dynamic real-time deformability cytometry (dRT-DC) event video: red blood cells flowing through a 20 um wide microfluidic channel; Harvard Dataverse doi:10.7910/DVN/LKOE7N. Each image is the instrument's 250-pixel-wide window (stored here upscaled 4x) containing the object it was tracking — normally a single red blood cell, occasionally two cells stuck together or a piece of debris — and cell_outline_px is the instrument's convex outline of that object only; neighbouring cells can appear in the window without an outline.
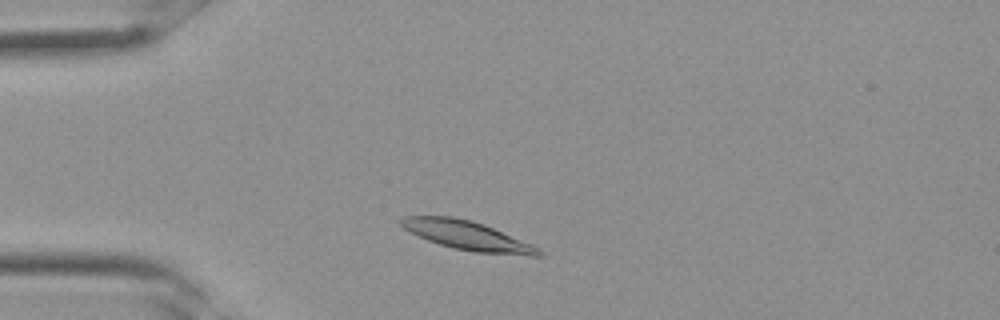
{"species": "Egyptian fruit bat (a non-hibernating species)", "species_latin": "Rousettus aegyptiacus", "temperature_condition": "room temperature", "stored_images_in_passage": 16, "camera_frame_rate_fps": 3000, "um_per_image_px": 0.085, "frame": {"image": 1, "passage_image": 4, "time_ms": 1.0, "image_size_px": [1000, 320], "cell_outline_px": [[544, 256], [532, 256], [476, 252], [456, 248], [440, 244], [428, 240], [404, 228], [400, 224], [400, 220], [404, 216], [452, 216], [472, 220], [484, 224], [532, 244], [540, 248], [544, 252]], "centroid_in_image_um": [39.79, 20.02], "position_along_channel_um": 45.2, "area_um2": 23.06}}
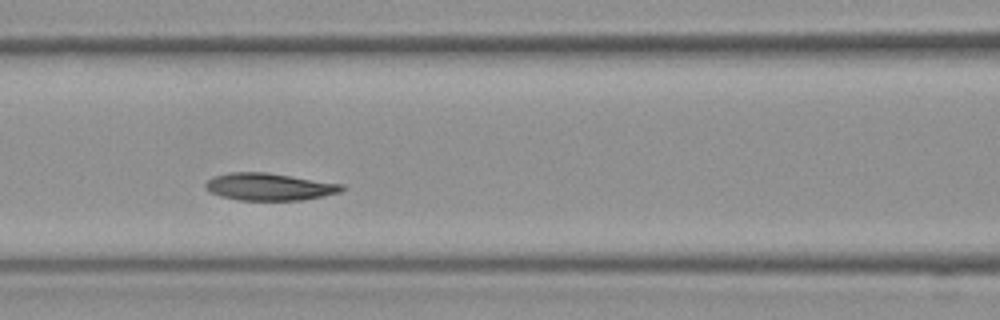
{"frame": {"image": 2, "passage_image": 10, "time_ms": 3.0, "image_size_px": [1000, 320], "cell_outline_px": [[348, 188], [340, 192], [300, 200], [236, 200], [220, 196], [208, 192], [204, 188], [204, 184], [212, 176], [228, 172], [268, 172], [344, 184]], "centroid_in_image_um": [22.85, 15.86], "position_along_channel_um": 143.7, "area_um2": 21.96}}
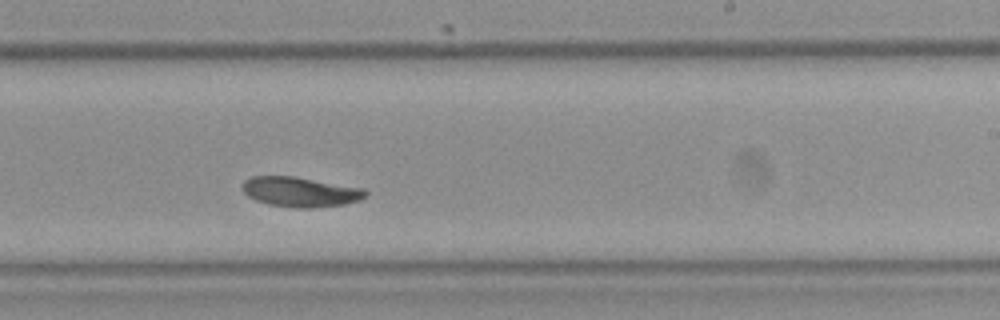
{"frame": {"image": 3, "passage_image": 16, "time_ms": 5.0, "image_size_px": [1000, 320], "cell_outline_px": [[368, 196], [360, 200], [344, 204], [308, 208], [296, 208], [268, 204], [256, 200], [248, 196], [244, 192], [244, 180], [252, 176], [292, 176], [364, 188], [368, 192]], "centroid_in_image_um": [25.56, 16.31], "position_along_channel_um": 263.4, "area_um2": 21.33}}